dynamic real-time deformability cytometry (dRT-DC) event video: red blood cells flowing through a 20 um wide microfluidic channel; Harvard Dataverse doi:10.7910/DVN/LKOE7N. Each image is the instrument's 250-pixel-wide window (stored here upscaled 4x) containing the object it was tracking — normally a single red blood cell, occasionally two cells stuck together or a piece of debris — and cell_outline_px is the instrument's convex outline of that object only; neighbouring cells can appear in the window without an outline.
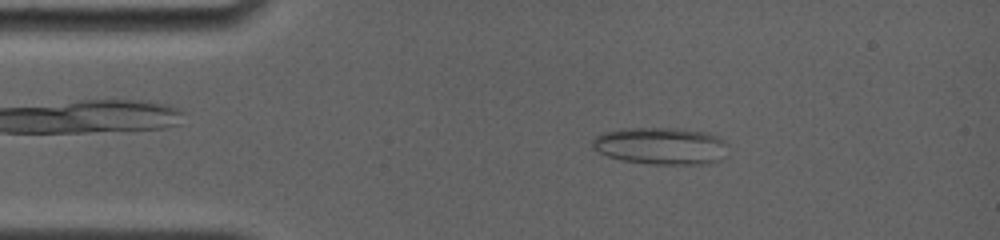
{"species": "common noctule bat (a hibernating species)", "species_latin": "Nyctalus noctula", "temperature_condition": "room temperature", "stored_images_in_passage": 49, "camera_frame_rate_fps": 4000, "um_per_image_px": 0.085, "animal": {"sex": "female", "body_mass_g": 19.0, "forearm_length_mm": 56.7}, "frame": {"image": 1, "passage_image": 12, "time_ms": 2.5, "image_size_px": [1000, 240], "cell_outline_px": [[728, 144], [724, 156], [720, 160], [708, 164], [652, 164], [620, 160], [608, 156], [592, 148], [592, 140], [600, 132], [620, 128], [672, 128], [708, 132], [724, 140]], "centroid_in_image_um": [56.16, 12.4], "position_along_channel_um": 28.8, "area_um2": 29.65}}
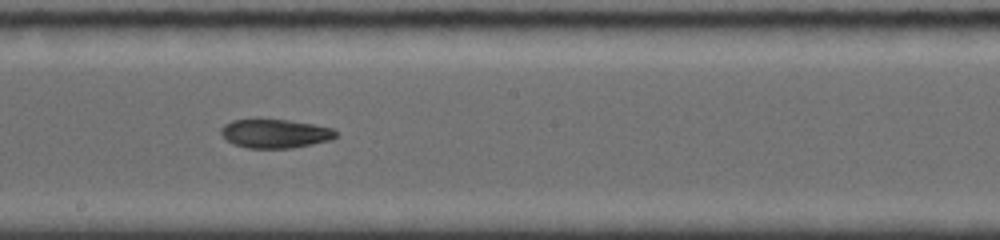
{"frame": {"image": 2, "passage_image": 25, "time_ms": 8.75, "image_size_px": [1000, 240], "cell_outline_px": [[336, 136], [332, 140], [292, 148], [248, 148], [232, 144], [220, 132], [220, 128], [224, 124], [232, 120], [288, 120], [312, 124], [332, 128], [336, 132]], "centroid_in_image_um": [23.38, 11.36], "position_along_channel_um": 224.8, "area_um2": 19.13}}
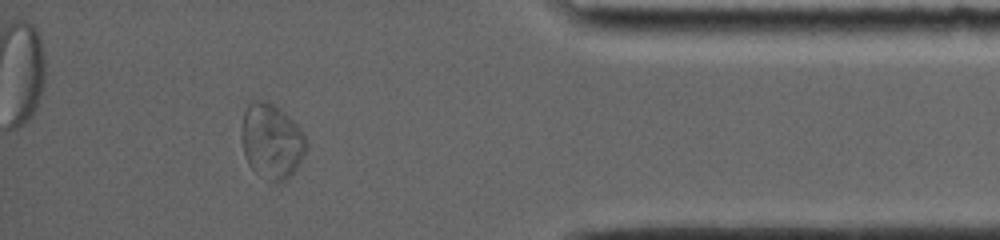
{"frame": {"image": 3, "passage_image": 42, "time_ms": 14.25, "image_size_px": [1000, 240], "cell_outline_px": [[308, 148], [296, 168], [284, 180], [272, 180], [256, 172], [248, 164], [244, 156], [240, 136], [240, 132], [244, 112], [248, 104], [252, 100], [268, 100], [280, 108], [296, 124], [304, 136], [308, 144]], "centroid_in_image_um": [23.05, 11.94], "position_along_channel_um": 412.1, "area_um2": 28.15}, "authors_computed_cell_mechanics": {"area_um2": 27.2238, "velocity_mm_per_s": 3.8014, "shape_relaxation_time_tau1_ms": null, "shape_relaxation_time_tau2_ms": 2.2491, "deformation_change_tau1": null, "deformation_change_tau2": 0.0679}}